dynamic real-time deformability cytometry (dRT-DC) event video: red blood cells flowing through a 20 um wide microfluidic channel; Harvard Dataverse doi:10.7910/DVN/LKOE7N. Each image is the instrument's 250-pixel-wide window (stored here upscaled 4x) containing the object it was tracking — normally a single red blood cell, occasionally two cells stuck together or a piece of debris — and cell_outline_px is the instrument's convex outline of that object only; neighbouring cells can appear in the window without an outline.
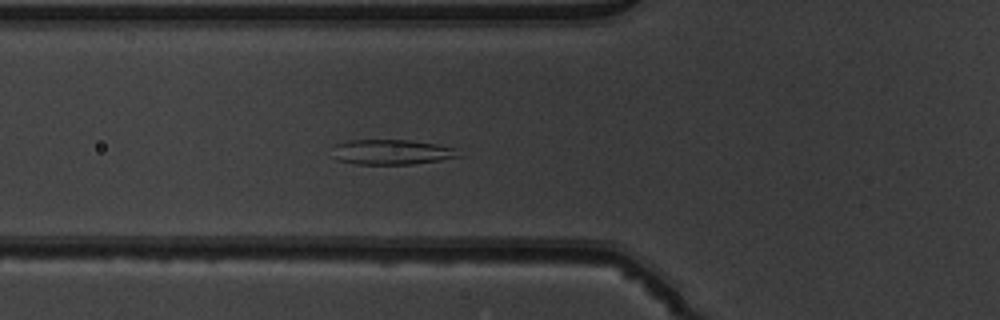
{"species": "common noctule bat (a hibernating species)", "species_latin": "Nyctalus noctula", "temperature_condition": "warm", "stored_images_in_passage": 52, "camera_frame_rate_fps": 3000, "um_per_image_px": 0.085, "animal": {"sex": "male", "body_mass_g": 19.5, "forearm_length_mm": 54.6}, "frame": {"image": 1, "passage_image": 19, "time_ms": 6.0, "image_size_px": [1000, 320], "cell_outline_px": [[460, 156], [440, 160], [412, 164], [356, 164], [336, 160], [336, 144], [348, 140], [408, 140], [436, 144], [460, 148]], "centroid_in_image_um": [33.37, 12.92], "position_along_channel_um": 92.4, "area_um2": 18.32}}
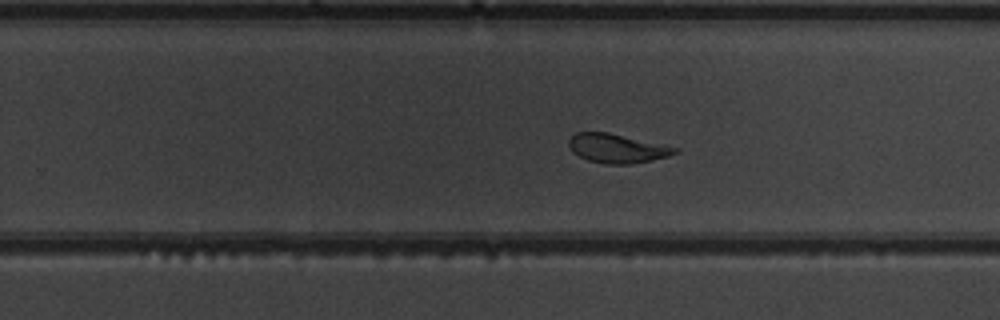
{"frame": {"image": 2, "passage_image": 33, "time_ms": 10.667, "image_size_px": [1000, 320], "cell_outline_px": [[680, 152], [668, 156], [652, 160], [632, 164], [604, 164], [588, 160], [572, 152], [568, 144], [568, 140], [576, 132], [608, 132], [680, 148]], "centroid_in_image_um": [52.46, 12.61], "position_along_channel_um": 277.3, "area_um2": 18.03}}
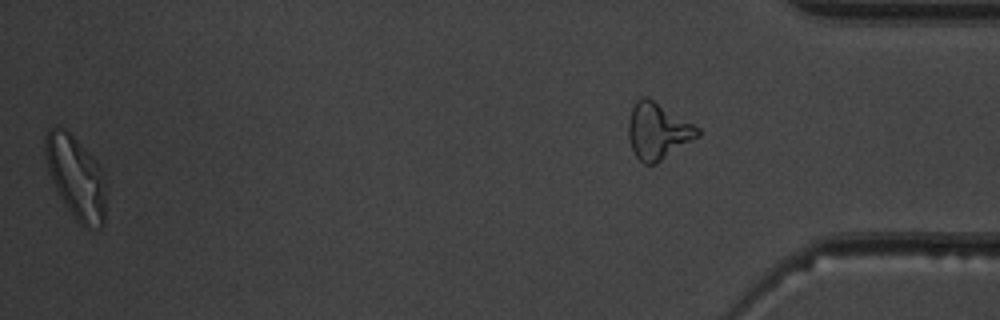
{"frame": {"image": 3, "passage_image": 51, "time_ms": 16.667, "image_size_px": [1000, 320], "cell_outline_px": [[104, 224], [100, 228], [88, 228], [80, 224], [76, 220], [68, 208], [56, 188], [48, 172], [44, 152], [44, 140], [48, 128], [56, 124], [64, 128], [96, 160], [100, 168], [104, 192]], "centroid_in_image_um": [6.4, 15.03], "position_along_channel_um": 428.8, "area_um2": 28.73}, "authors_computed_cell_mechanics": {"area_um2": 21.675, "velocity_mm_per_s": 3.9635, "shape_relaxation_time_tau1_ms": 8.3259, "shape_relaxation_time_tau2_ms": 1.2662, "deformation_change_tau1": 0.2199, "deformation_change_tau2": 0.0845}}